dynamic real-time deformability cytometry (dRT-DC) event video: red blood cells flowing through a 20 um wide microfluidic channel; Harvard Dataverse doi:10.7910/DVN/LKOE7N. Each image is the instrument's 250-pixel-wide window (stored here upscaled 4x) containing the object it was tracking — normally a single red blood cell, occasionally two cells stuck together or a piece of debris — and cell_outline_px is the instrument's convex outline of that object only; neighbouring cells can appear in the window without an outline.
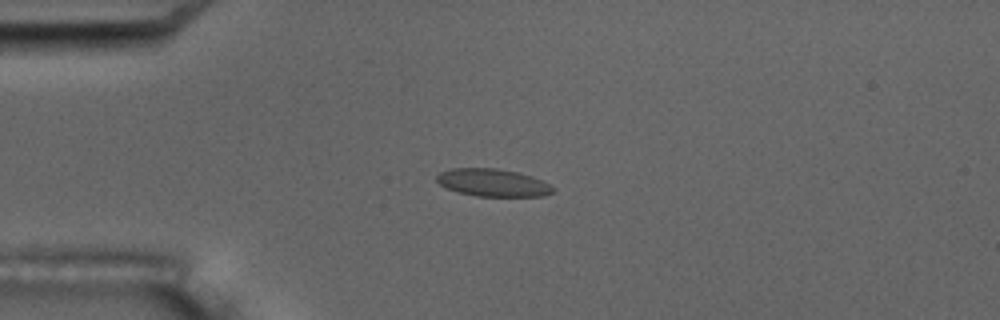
{"species": "common noctule bat (a hibernating species)", "species_latin": "Nyctalus noctula", "temperature_condition": "room temperature", "stored_images_in_passage": 5, "camera_frame_rate_fps": 3000, "um_per_image_px": 0.085, "animal": {"sex": "male", "body_mass_g": 17.5, "forearm_length_mm": 52.3}, "frame": {"image": 1, "passage_image": 4, "time_ms": 3.667, "image_size_px": [1000, 320], "cell_outline_px": [[556, 188], [552, 192], [544, 196], [476, 196], [460, 192], [448, 188], [440, 184], [436, 180], [436, 176], [440, 172], [452, 168], [496, 168], [516, 172], [532, 176]], "centroid_in_image_um": [41.89, 15.52], "position_along_channel_um": 43.1, "area_um2": 18.5}}